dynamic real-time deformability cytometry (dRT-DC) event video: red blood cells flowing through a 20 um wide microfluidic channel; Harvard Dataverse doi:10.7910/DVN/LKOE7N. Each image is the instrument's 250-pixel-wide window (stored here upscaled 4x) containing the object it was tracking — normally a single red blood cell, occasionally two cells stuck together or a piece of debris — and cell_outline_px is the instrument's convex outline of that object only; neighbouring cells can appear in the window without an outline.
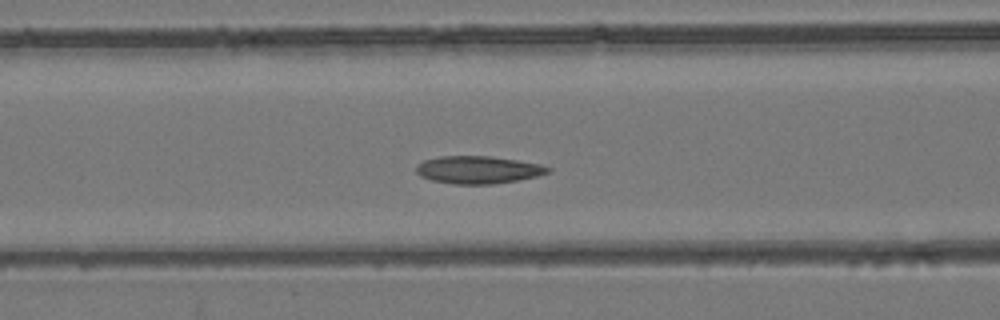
{"species": "common noctule bat (a hibernating species)", "species_latin": "Nyctalus noctula", "temperature_condition": "room temperature", "stored_images_in_passage": 50, "camera_frame_rate_fps": 3000, "um_per_image_px": 0.085, "animal": {"sex": "female", "body_mass_g": 24.6, "forearm_length_mm": 56.2}, "frame": {"image": 1, "passage_image": 19, "time_ms": 6.0, "image_size_px": [1000, 320], "cell_outline_px": [[552, 168], [548, 172], [536, 176], [516, 180], [492, 184], [456, 184], [432, 180], [420, 176], [416, 172], [416, 164], [424, 160], [440, 156], [492, 156], [540, 164]], "centroid_in_image_um": [40.6, 14.42], "position_along_channel_um": 126.0, "area_um2": 21.04}}
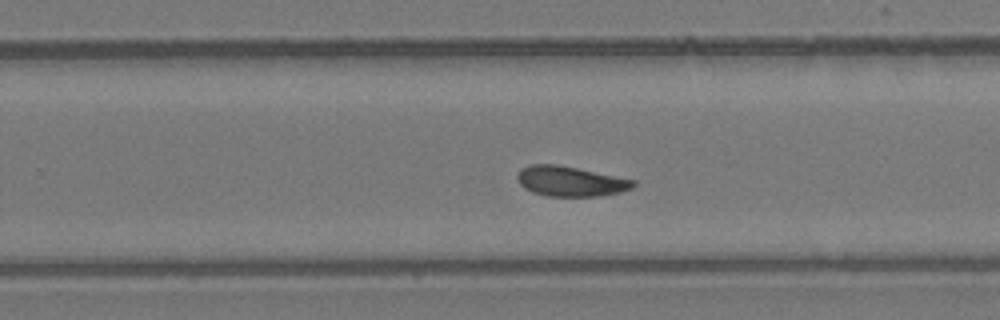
{"frame": {"image": 2, "passage_image": 31, "time_ms": 10.0, "image_size_px": [1000, 320], "cell_outline_px": [[636, 184], [632, 188], [620, 192], [600, 196], [548, 196], [532, 192], [524, 188], [520, 184], [516, 176], [520, 168], [528, 164], [556, 164], [636, 180]], "centroid_in_image_um": [48.46, 15.4], "position_along_channel_um": 281.3, "area_um2": 20.35}}
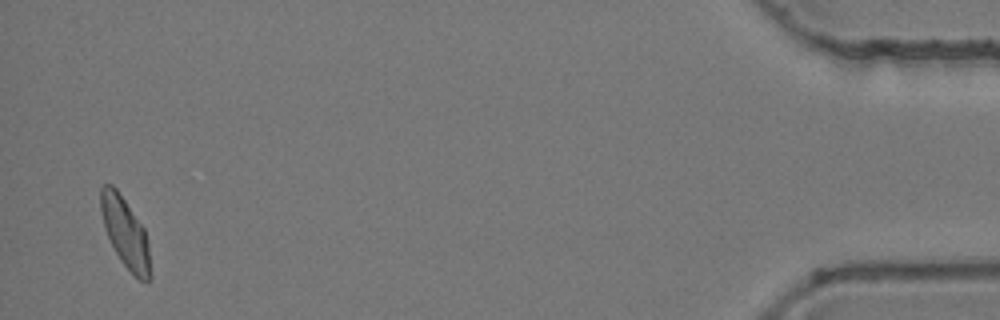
{"frame": {"image": 3, "passage_image": 49, "time_ms": 16.0, "image_size_px": [1000, 320], "cell_outline_px": [[152, 276], [148, 284], [140, 280], [120, 260], [104, 228], [100, 212], [100, 188], [104, 184], [112, 184], [116, 188], [144, 228], [148, 244]], "centroid_in_image_um": [10.65, 19.78], "position_along_channel_um": 424.5, "area_um2": 20.17}, "authors_computed_cell_mechanics": {"area_um2": 20.8369, "velocity_mm_per_s": 3.8905, "shape_relaxation_time_tau1_ms": 10.9464, "shape_relaxation_time_tau2_ms": 2.9127, "deformation_change_tau1": 0.1989, "deformation_change_tau2": 0.0561}}